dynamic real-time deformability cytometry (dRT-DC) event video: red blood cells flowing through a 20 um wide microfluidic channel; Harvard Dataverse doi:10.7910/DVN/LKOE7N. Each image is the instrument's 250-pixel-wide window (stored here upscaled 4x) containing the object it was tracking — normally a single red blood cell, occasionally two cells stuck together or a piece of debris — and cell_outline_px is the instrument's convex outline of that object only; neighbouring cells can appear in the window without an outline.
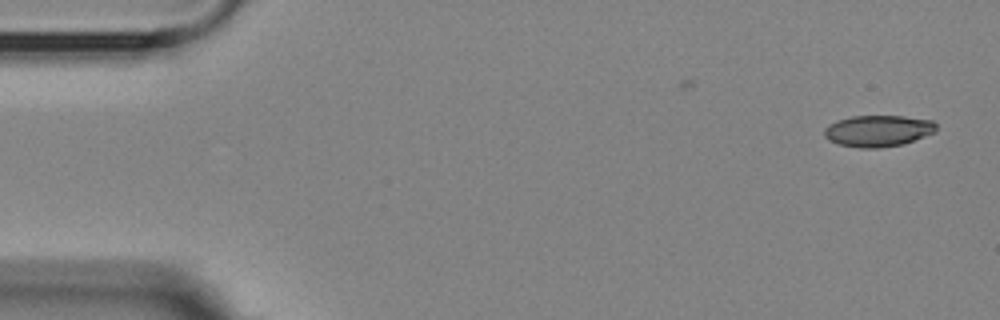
{"species": "Egyptian fruit bat (a non-hibernating species)", "species_latin": "Rousettus aegyptiacus", "temperature_condition": "room temperature", "stored_images_in_passage": 5, "camera_frame_rate_fps": 3000, "um_per_image_px": 0.085, "animal": {"sex": "female"}, "frame": {"image": 1, "passage_image": 1, "time_ms": 0.0, "image_size_px": [1000, 320], "cell_outline_px": [[936, 132], [904, 144], [880, 148], [860, 148], [836, 144], [828, 140], [824, 136], [824, 128], [828, 124], [836, 120], [852, 116], [904, 116], [932, 120], [936, 124]], "centroid_in_image_um": [74.61, 11.13], "position_along_channel_um": 10.4, "area_um2": 20.81}}